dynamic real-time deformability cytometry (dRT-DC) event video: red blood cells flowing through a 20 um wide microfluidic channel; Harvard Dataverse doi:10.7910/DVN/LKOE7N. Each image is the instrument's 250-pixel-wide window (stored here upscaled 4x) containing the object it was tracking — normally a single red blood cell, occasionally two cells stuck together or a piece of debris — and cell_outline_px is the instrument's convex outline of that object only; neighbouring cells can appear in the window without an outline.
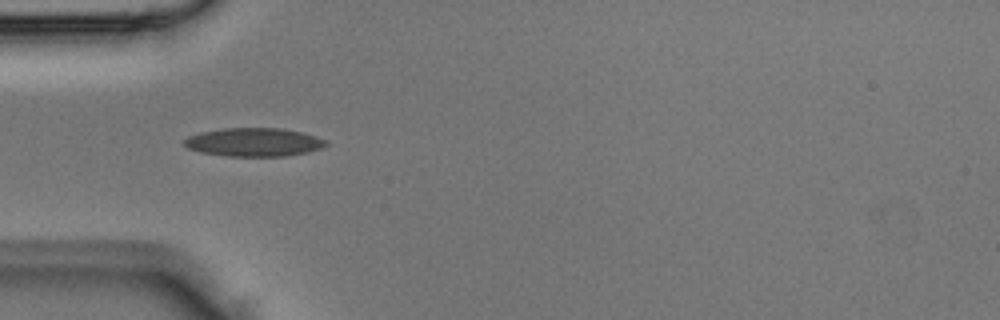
{"species": "Egyptian fruit bat (a non-hibernating species)", "species_latin": "Rousettus aegyptiacus", "temperature_condition": "room temperature", "stored_images_in_passage": 3, "camera_frame_rate_fps": 3000, "um_per_image_px": 0.085, "animal": {"sex": "male"}, "frame": {"image": 1, "passage_image": 2, "time_ms": 0.333, "image_size_px": [1000, 320], "cell_outline_px": [[328, 144], [320, 148], [308, 152], [288, 156], [224, 156], [200, 152], [188, 148], [184, 144], [184, 140], [188, 136], [200, 132], [224, 128], [284, 128], [316, 136], [328, 140]], "centroid_in_image_um": [21.59, 12.08], "position_along_channel_um": 63.4, "area_um2": 23.64}}
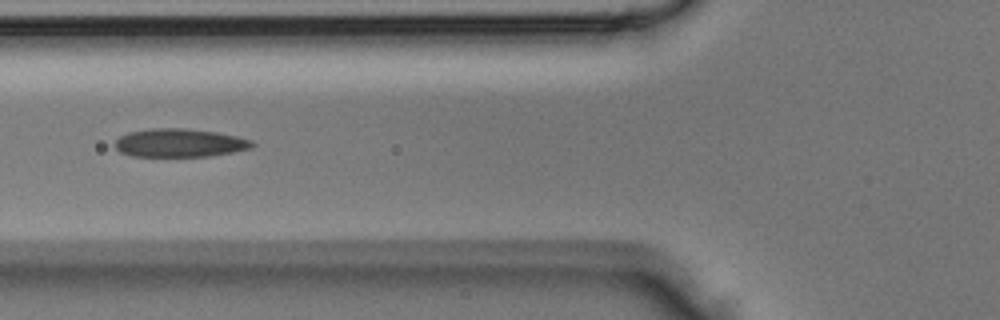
{"frame": {"image": 2, "passage_image": 3, "time_ms": 0.667, "image_size_px": [1000, 320], "cell_outline_px": [[256, 144], [252, 148], [232, 152], [208, 156], [132, 156], [120, 152], [116, 148], [116, 140], [120, 136], [128, 132], [152, 128], [184, 128], [216, 132], [236, 136], [252, 140]], "centroid_in_image_um": [15.28, 12.14], "position_along_channel_um": 110.5, "area_um2": 22.6}}